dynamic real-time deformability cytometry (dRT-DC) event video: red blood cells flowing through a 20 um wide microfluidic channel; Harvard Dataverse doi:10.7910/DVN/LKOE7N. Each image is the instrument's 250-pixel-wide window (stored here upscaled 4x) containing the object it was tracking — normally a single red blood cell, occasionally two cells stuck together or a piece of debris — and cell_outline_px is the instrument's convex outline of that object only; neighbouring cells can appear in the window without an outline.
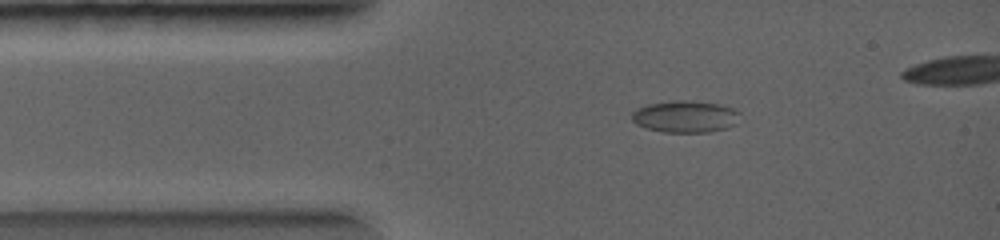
{"species": "common noctule bat (a hibernating species)", "species_latin": "Nyctalus noctula", "temperature_condition": "warm", "stored_images_in_passage": 23, "camera_frame_rate_fps": 5000, "um_per_image_px": 0.085, "animal": {"sex": "female", "body_mass_g": 19.0, "forearm_length_mm": 56.7}, "frame": {"image": 1, "passage_image": 1, "time_ms": 0.0, "image_size_px": [1000, 240], "cell_outline_px": [[740, 112], [736, 124], [728, 128], [712, 132], [664, 132], [648, 128], [636, 124], [632, 120], [632, 112], [636, 108], [648, 104], [672, 100], [684, 100], [720, 104], [736, 108]], "centroid_in_image_um": [58.28, 9.9], "position_along_channel_um": 26.7, "area_um2": 20.29}}
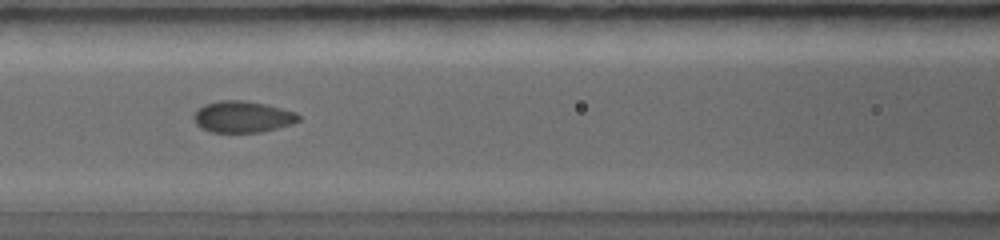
{"frame": {"image": 2, "passage_image": 7, "time_ms": 2.4, "image_size_px": [1000, 240], "cell_outline_px": [[300, 120], [292, 124], [260, 132], [212, 132], [200, 128], [192, 120], [192, 116], [204, 104], [220, 100], [244, 100], [268, 104], [296, 112], [300, 116]], "centroid_in_image_um": [20.61, 9.92], "position_along_channel_um": 146.0, "area_um2": 19.36}}
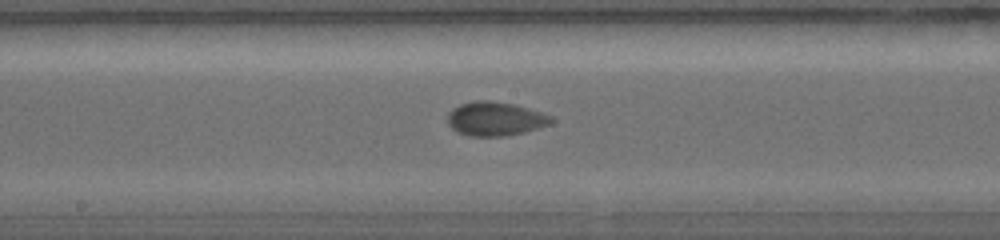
{"frame": {"image": 3, "passage_image": 10, "time_ms": 3.4, "image_size_px": [1000, 240], "cell_outline_px": [[556, 120], [548, 124], [524, 132], [504, 136], [468, 136], [456, 132], [448, 124], [448, 112], [452, 108], [460, 104], [480, 100], [488, 100], [512, 104], [528, 108], [552, 116]], "centroid_in_image_um": [42.06, 10.1], "position_along_channel_um": 206.1, "area_um2": 20.4}}